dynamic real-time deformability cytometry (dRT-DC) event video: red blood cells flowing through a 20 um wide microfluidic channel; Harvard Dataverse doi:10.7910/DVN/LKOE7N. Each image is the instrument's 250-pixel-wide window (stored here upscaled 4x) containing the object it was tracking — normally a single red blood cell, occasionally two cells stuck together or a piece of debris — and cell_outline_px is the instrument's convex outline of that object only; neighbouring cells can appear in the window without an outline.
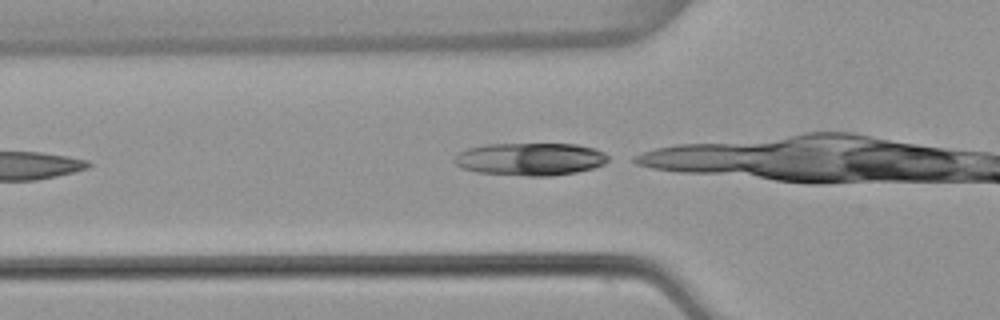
{"species": "common noctule bat (a hibernating species)", "species_latin": "Nyctalus noctula", "temperature_condition": "warm", "stored_images_in_passage": 3, "camera_frame_rate_fps": 3000, "um_per_image_px": 0.085, "animal": {"sex": "female", "body_mass_g": 22.7, "forearm_length_mm": 54.2}, "frame": {"image": 1, "passage_image": 2, "time_ms": 0.333, "image_size_px": [1000, 320], "cell_outline_px": [[608, 160], [604, 164], [592, 168], [576, 172], [552, 176], [528, 176], [476, 172], [460, 168], [452, 160], [460, 152], [468, 148], [484, 144], [576, 144], [596, 148], [604, 152], [608, 156]], "centroid_in_image_um": [45.07, 13.52], "position_along_channel_um": 80.7, "area_um2": 29.42}}